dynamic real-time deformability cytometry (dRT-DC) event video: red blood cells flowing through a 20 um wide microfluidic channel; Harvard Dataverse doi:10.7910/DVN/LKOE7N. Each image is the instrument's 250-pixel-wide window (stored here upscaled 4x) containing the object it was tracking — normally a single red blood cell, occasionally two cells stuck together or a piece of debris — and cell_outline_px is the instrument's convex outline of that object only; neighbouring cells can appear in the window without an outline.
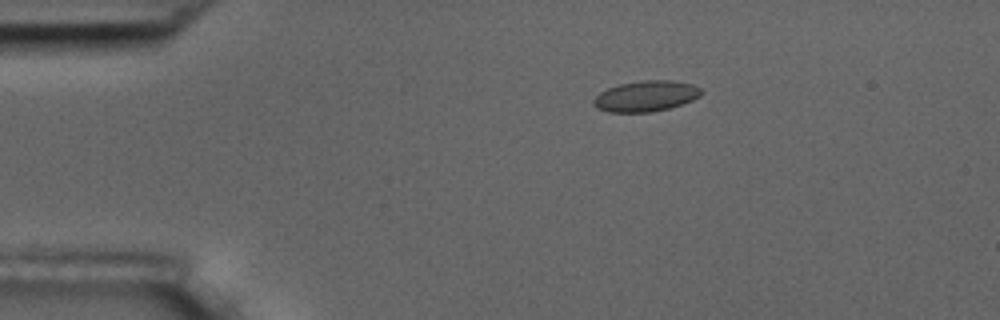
{"species": "common noctule bat (a hibernating species)", "species_latin": "Nyctalus noctula", "temperature_condition": "room temperature", "stored_images_in_passage": 7, "camera_frame_rate_fps": 3000, "um_per_image_px": 0.085, "animal": {"sex": "male", "body_mass_g": 17.5, "forearm_length_mm": 52.3}, "frame": {"image": 1, "passage_image": 4, "time_ms": 3.333, "image_size_px": [1000, 320], "cell_outline_px": [[704, 92], [700, 96], [692, 100], [668, 108], [652, 112], [608, 112], [596, 108], [592, 104], [592, 100], [600, 92], [608, 88], [620, 84], [644, 80], [672, 80], [692, 84], [700, 88]], "centroid_in_image_um": [54.89, 8.17], "position_along_channel_um": 30.1, "area_um2": 19.31}}
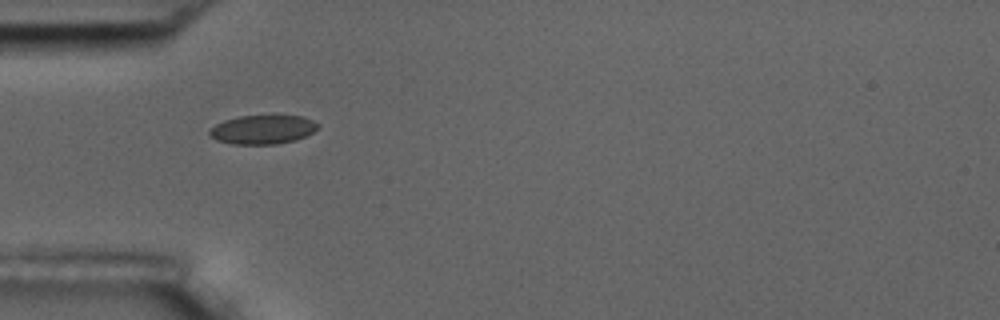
{"frame": {"image": 2, "passage_image": 6, "time_ms": 5.667, "image_size_px": [1000, 320], "cell_outline_px": [[320, 124], [312, 132], [296, 140], [276, 144], [232, 144], [216, 140], [208, 132], [216, 124], [224, 120], [240, 116], [304, 116]], "centroid_in_image_um": [22.33, 11.01], "position_along_channel_um": 62.7, "area_um2": 18.09}}